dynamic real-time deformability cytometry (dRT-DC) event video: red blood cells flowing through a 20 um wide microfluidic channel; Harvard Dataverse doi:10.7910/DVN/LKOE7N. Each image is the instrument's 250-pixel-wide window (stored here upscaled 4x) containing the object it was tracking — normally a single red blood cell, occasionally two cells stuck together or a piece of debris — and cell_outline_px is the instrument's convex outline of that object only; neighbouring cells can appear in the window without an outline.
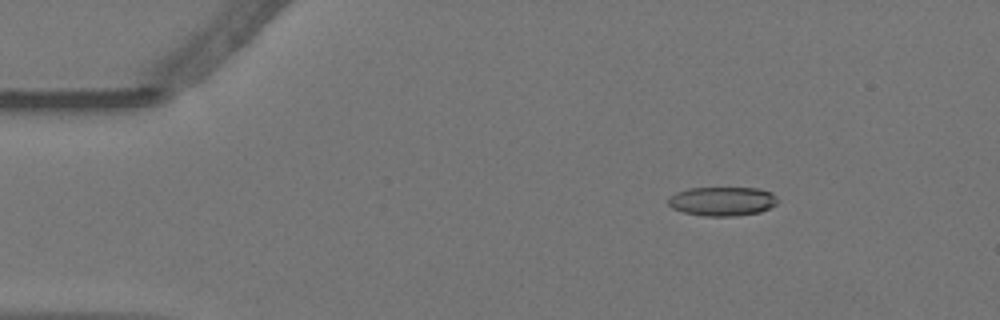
{"species": "Egyptian fruit bat (a non-hibernating species)", "species_latin": "Rousettus aegyptiacus", "temperature_condition": "warm", "stored_images_in_passage": 56, "camera_frame_rate_fps": 3000, "um_per_image_px": 0.085, "animal": {"sex": "female"}, "frame": {"image": 1, "passage_image": 8, "time_ms": 2.333, "image_size_px": [1000, 320], "cell_outline_px": [[780, 200], [776, 204], [760, 212], [736, 216], [704, 216], [684, 212], [672, 208], [668, 204], [668, 196], [676, 192], [688, 188], [760, 188], [772, 192]], "centroid_in_image_um": [61.4, 17.1], "position_along_channel_um": 23.6, "area_um2": 18.73}}
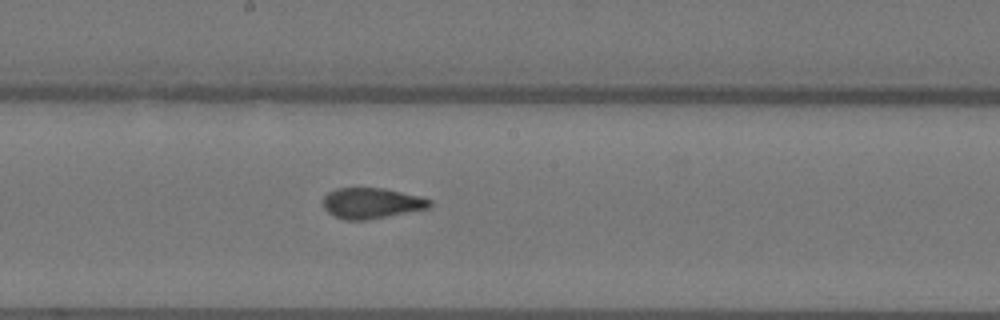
{"frame": {"image": 2, "passage_image": 30, "time_ms": 9.667, "image_size_px": [1000, 320], "cell_outline_px": [[432, 204], [428, 208], [368, 220], [344, 220], [332, 216], [324, 208], [324, 196], [328, 192], [336, 188], [384, 188], [420, 196], [432, 200]], "centroid_in_image_um": [31.57, 17.27], "position_along_channel_um": 216.6, "area_um2": 19.13}}
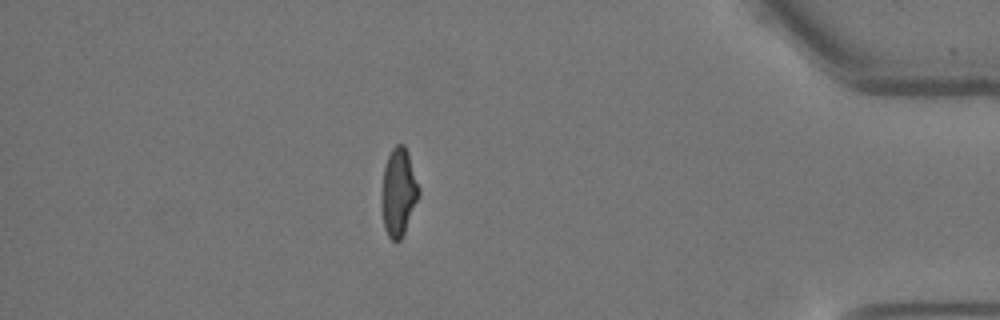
{"frame": {"image": 3, "passage_image": 49, "time_ms": 16.0, "image_size_px": [1000, 320], "cell_outline_px": [[420, 192], [404, 232], [400, 240], [396, 244], [388, 236], [384, 228], [380, 208], [380, 192], [384, 168], [388, 156], [392, 148], [396, 144], [404, 144], [408, 152], [420, 188]], "centroid_in_image_um": [33.84, 16.34], "position_along_channel_um": 401.4, "area_um2": 19.36}, "authors_computed_cell_mechanics": {"area_um2": 19.4208, "velocity_mm_per_s": 3.5846, "shape_relaxation_time_tau1_ms": null, "shape_relaxation_time_tau2_ms": 1.4634, "deformation_change_tau1": null, "deformation_change_tau2": 0.0852}}